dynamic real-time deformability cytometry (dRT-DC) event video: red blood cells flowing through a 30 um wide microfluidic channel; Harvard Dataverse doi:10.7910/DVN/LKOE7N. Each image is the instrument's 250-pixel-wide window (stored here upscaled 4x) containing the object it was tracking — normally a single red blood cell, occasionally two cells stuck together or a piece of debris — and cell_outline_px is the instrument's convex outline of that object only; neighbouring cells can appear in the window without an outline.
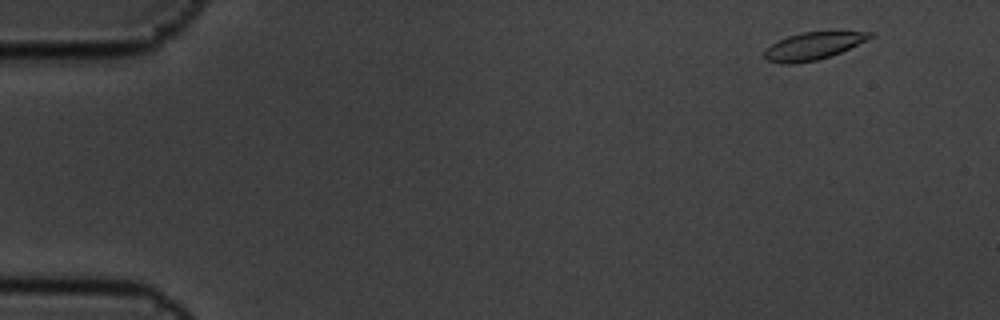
{"species": "common noctule bat (a hibernating species)", "species_latin": "Nyctalus noctula", "temperature_condition": "cold", "stored_images_in_passage": 5, "camera_frame_rate_fps": 3000, "um_per_image_px": 0.085, "animal": {"sex": "male", "body_mass_g": 19.5, "forearm_length_mm": 54.6}, "frame": {"image": 1, "passage_image": 1, "time_ms": 0.0, "image_size_px": [1000, 320], "cell_outline_px": [[876, 36], [868, 40], [840, 52], [816, 60], [792, 64], [780, 64], [768, 60], [764, 56], [764, 52], [772, 44], [788, 36], [804, 32], [876, 32]], "centroid_in_image_um": [69.15, 3.91], "position_along_channel_um": 15.8, "area_um2": 16.59}}
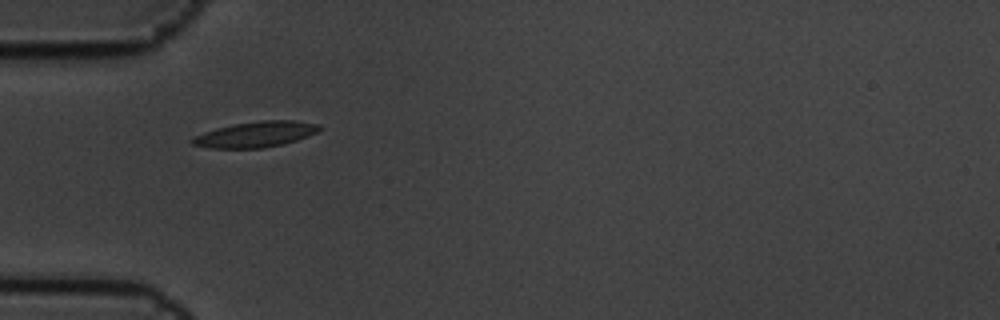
{"frame": {"image": 2, "passage_image": 5, "time_ms": 1.333, "image_size_px": [1000, 320], "cell_outline_px": [[324, 128], [308, 136], [284, 144], [264, 148], [212, 148], [192, 144], [188, 140], [192, 136], [216, 128], [232, 124], [260, 120], [296, 120], [320, 124]], "centroid_in_image_um": [21.74, 11.41], "position_along_channel_um": 63.3, "area_um2": 19.31}}